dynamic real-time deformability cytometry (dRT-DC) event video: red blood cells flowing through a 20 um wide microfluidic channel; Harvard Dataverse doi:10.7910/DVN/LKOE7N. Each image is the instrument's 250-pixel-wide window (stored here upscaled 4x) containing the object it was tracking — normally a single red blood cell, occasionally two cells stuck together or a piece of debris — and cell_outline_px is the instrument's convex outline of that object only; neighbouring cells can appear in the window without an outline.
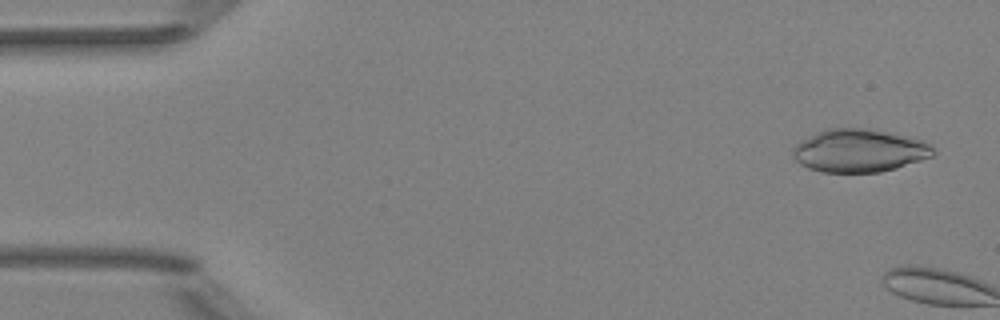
{"species": "Egyptian fruit bat (a non-hibernating species)", "species_latin": "Rousettus aegyptiacus", "temperature_condition": "room temperature", "stored_images_in_passage": 6, "camera_frame_rate_fps": 3000, "um_per_image_px": 0.085, "animal": {"sex": "female"}, "frame": {"image": 1, "passage_image": 1, "time_ms": 0.0, "image_size_px": [1000, 320], "cell_outline_px": [[936, 152], [932, 156], [896, 168], [880, 172], [820, 172], [808, 168], [800, 164], [792, 156], [792, 148], [796, 144], [816, 132], [828, 128], [868, 128], [908, 136], [924, 140], [932, 144], [936, 148]], "centroid_in_image_um": [73.06, 12.8], "position_along_channel_um": 11.9, "area_um2": 35.43}}